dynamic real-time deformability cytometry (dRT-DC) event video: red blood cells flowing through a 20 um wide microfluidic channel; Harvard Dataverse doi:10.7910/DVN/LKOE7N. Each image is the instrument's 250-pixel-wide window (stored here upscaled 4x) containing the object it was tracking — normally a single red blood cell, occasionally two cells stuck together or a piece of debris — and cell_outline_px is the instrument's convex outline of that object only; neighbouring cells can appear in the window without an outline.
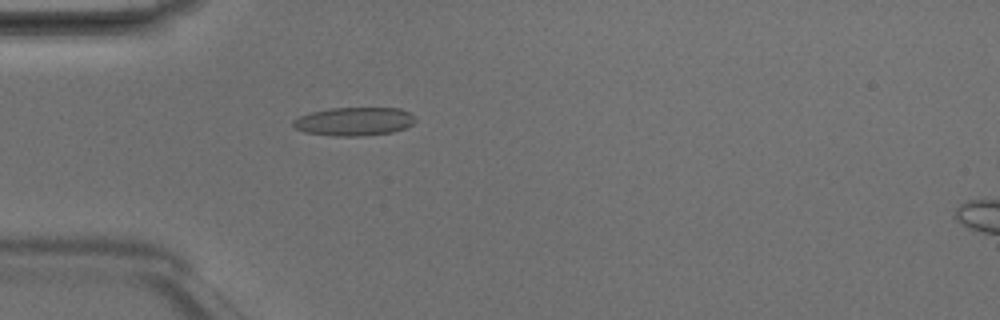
{"species": "Egyptian fruit bat (a non-hibernating species)", "species_latin": "Rousettus aegyptiacus", "temperature_condition": "room temperature", "stored_images_in_passage": 5, "camera_frame_rate_fps": 3000, "um_per_image_px": 0.085, "animal": {"sex": "male"}, "frame": {"image": 1, "passage_image": 4, "time_ms": 1.0, "image_size_px": [1000, 320], "cell_outline_px": [[416, 120], [412, 124], [404, 128], [392, 132], [360, 136], [332, 136], [304, 132], [296, 128], [292, 124], [292, 120], [300, 116], [312, 112], [332, 108], [400, 108], [408, 112]], "centroid_in_image_um": [30.08, 10.33], "position_along_channel_um": 54.9, "area_um2": 20.11}}